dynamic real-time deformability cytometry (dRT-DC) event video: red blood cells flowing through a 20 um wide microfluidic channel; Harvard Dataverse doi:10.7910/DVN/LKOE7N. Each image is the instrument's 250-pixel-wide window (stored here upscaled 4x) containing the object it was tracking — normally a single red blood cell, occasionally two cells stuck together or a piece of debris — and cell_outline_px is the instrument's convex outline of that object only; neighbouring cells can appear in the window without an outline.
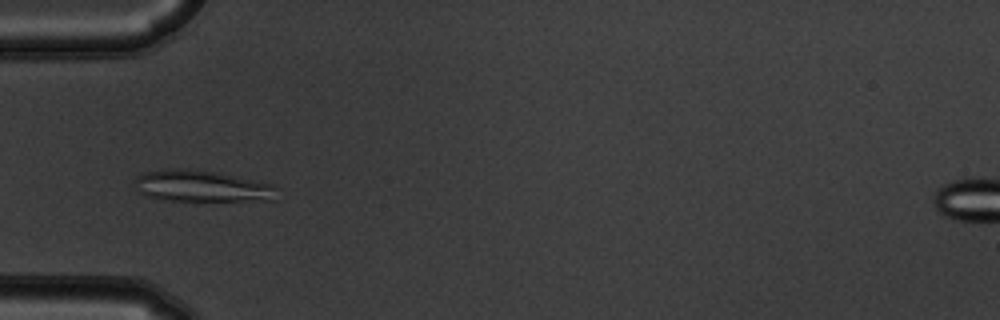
{"species": "common noctule bat (a hibernating species)", "species_latin": "Nyctalus noctula", "temperature_condition": "warm", "stored_images_in_passage": 38, "camera_frame_rate_fps": 3000, "um_per_image_px": 0.085, "animal": {"sex": "male", "body_mass_g": 19.5, "forearm_length_mm": 54.6}, "frame": {"image": 1, "passage_image": 2, "time_ms": 0.333, "image_size_px": [1000, 320], "cell_outline_px": [[276, 188], [272, 200], [164, 200], [144, 196], [136, 192], [136, 176], [140, 172], [168, 168], [184, 168], [220, 172], [276, 184]], "centroid_in_image_um": [17.09, 15.79], "position_along_channel_um": 67.9, "area_um2": 26.41}}
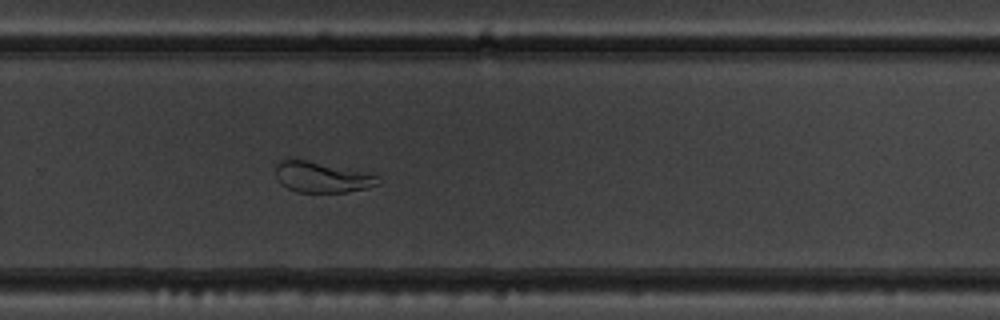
{"frame": {"image": 2, "passage_image": 21, "time_ms": 6.667, "image_size_px": [1000, 320], "cell_outline_px": [[380, 184], [348, 192], [296, 192], [280, 184], [276, 176], [276, 164], [280, 160], [304, 160], [372, 172], [380, 176]], "centroid_in_image_um": [27.42, 15.06], "position_along_channel_um": 302.4, "area_um2": 18.5}}
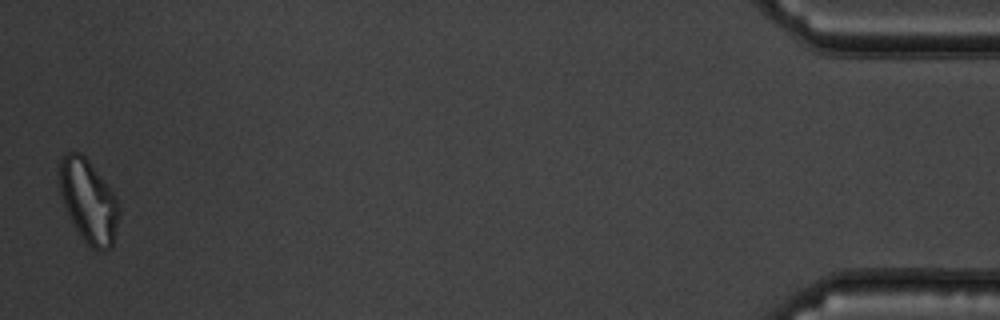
{"frame": {"image": 3, "passage_image": 38, "time_ms": 12.333, "image_size_px": [1000, 320], "cell_outline_px": [[120, 212], [112, 248], [104, 252], [100, 252], [92, 248], [80, 236], [72, 224], [64, 204], [60, 192], [56, 172], [60, 160], [68, 152], [80, 152], [88, 160], [116, 196], [120, 208]], "centroid_in_image_um": [7.51, 17.11], "position_along_channel_um": 427.7, "area_um2": 29.25}, "authors_computed_cell_mechanics": {"area_um2": 21.2415, "velocity_mm_per_s": 3.7262, "shape_relaxation_time_tau1_ms": 9.0887, "shape_relaxation_time_tau2_ms": null, "deformation_change_tau1": 0.2073, "deformation_change_tau2": null}}